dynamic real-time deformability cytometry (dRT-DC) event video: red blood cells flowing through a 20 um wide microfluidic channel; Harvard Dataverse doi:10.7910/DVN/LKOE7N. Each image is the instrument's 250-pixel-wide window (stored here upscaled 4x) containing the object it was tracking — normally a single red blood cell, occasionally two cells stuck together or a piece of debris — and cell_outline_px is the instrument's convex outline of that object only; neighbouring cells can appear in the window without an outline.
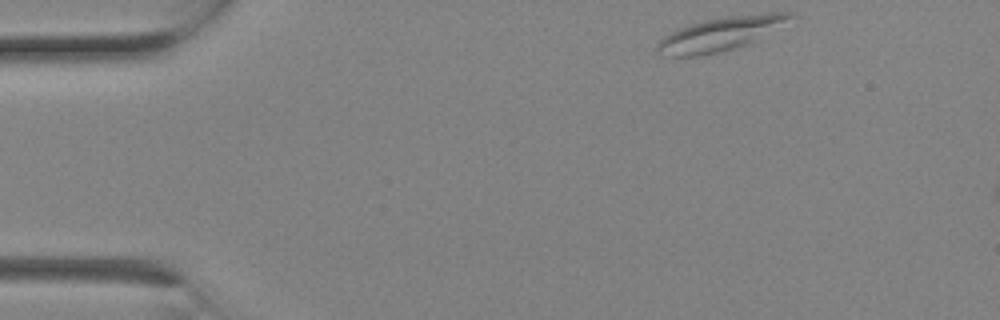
{"species": "Egyptian fruit bat (a non-hibernating species)", "species_latin": "Rousettus aegyptiacus", "temperature_condition": "room temperature", "stored_images_in_passage": 3, "segment_of_instrument_passage": [2, 2], "camera_frame_rate_fps": 3000, "um_per_image_px": 0.085, "animal": {"sex": "female"}, "frame": {"image": 1, "passage_image": 3, "time_ms": 0.667, "image_size_px": [1000, 320], "cell_outline_px": [[792, 16], [752, 40], [744, 44], [732, 48], [716, 52], [696, 56], [672, 56], [656, 52], [656, 44], [664, 36], [680, 28], [704, 20], [728, 16], [768, 12], [788, 12]], "centroid_in_image_um": [61.07, 2.88], "position_along_channel_um": 23.9, "area_um2": 24.57}}